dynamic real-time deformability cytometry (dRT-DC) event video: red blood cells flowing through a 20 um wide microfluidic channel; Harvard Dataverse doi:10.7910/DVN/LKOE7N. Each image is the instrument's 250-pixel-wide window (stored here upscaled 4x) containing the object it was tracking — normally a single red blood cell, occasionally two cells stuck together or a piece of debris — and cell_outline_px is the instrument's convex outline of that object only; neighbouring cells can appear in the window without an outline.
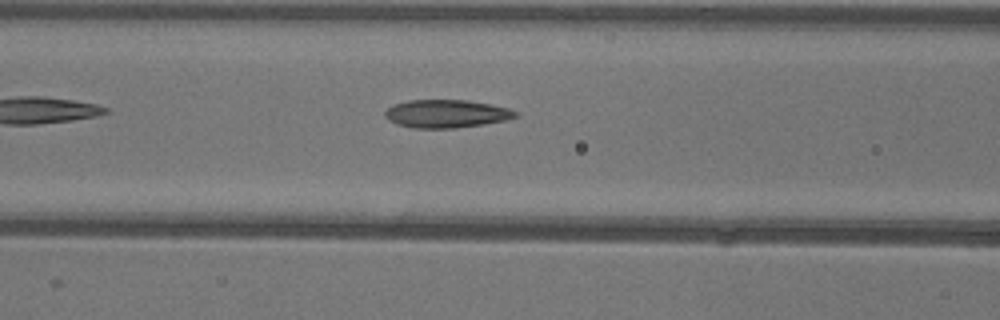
{"species": "common noctule bat (a hibernating species)", "species_latin": "Nyctalus noctula", "temperature_condition": "warm", "stored_images_in_passage": 15, "camera_frame_rate_fps": 3000, "um_per_image_px": 0.085, "animal": {"sex": "female"}, "frame": {"image": 1, "passage_image": 7, "time_ms": 2.0, "image_size_px": [1000, 320], "cell_outline_px": [[520, 116], [508, 120], [484, 124], [456, 128], [412, 128], [396, 124], [388, 120], [384, 116], [384, 112], [392, 104], [408, 100], [468, 100], [492, 104], [508, 108], [520, 112]], "centroid_in_image_um": [37.97, 9.66], "position_along_channel_um": 128.6, "area_um2": 21.73}}
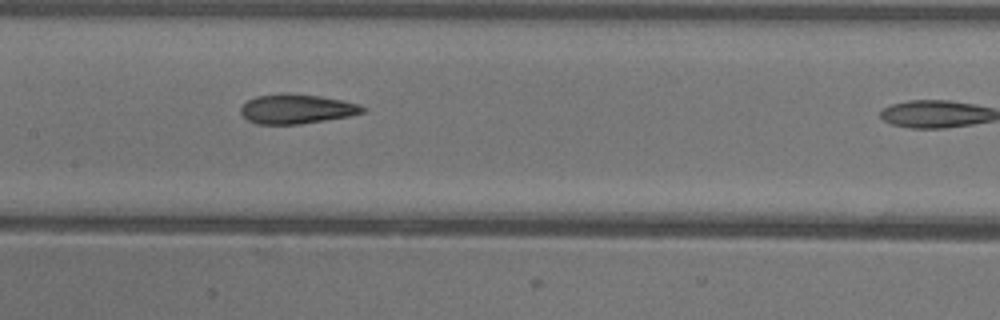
{"frame": {"image": 2, "passage_image": 11, "time_ms": 3.333, "image_size_px": [1000, 320], "cell_outline_px": [[368, 108], [364, 112], [348, 116], [300, 124], [256, 124], [248, 120], [240, 112], [240, 108], [248, 100], [256, 96], [280, 92], [288, 92], [320, 96], [360, 104]], "centroid_in_image_um": [25.2, 9.24], "position_along_channel_um": 182.2, "area_um2": 21.1}}